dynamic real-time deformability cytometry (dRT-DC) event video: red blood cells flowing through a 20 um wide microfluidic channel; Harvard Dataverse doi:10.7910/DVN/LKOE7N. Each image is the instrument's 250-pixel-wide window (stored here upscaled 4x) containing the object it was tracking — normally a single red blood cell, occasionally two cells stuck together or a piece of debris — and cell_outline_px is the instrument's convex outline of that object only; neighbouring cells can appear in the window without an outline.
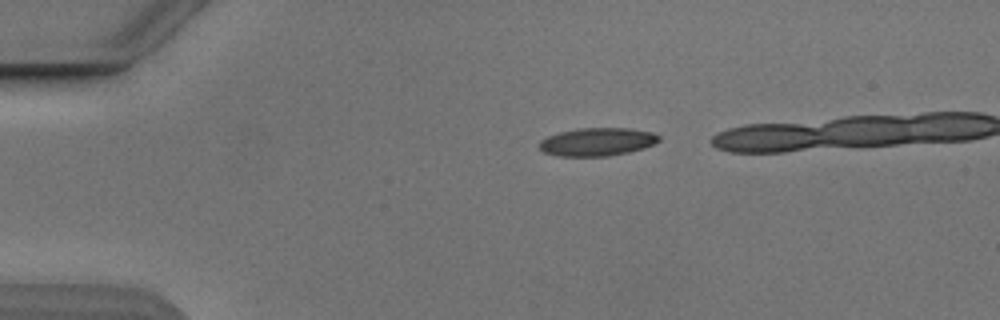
{"species": "Egyptian fruit bat (a non-hibernating species)", "species_latin": "Rousettus aegyptiacus", "temperature_condition": "cold", "stored_images_in_passage": 35, "camera_frame_rate_fps": 3000, "um_per_image_px": 0.085, "animal": {"sex": "male"}, "frame": {"image": 1, "passage_image": 1, "time_ms": 0.0, "image_size_px": [1000, 320], "cell_outline_px": [[660, 140], [644, 148], [628, 152], [608, 156], [560, 156], [544, 152], [536, 144], [540, 140], [548, 136], [560, 132], [580, 128], [628, 128], [652, 132], [660, 136]], "centroid_in_image_um": [50.74, 12.05], "position_along_channel_um": 34.3, "area_um2": 19.54}}
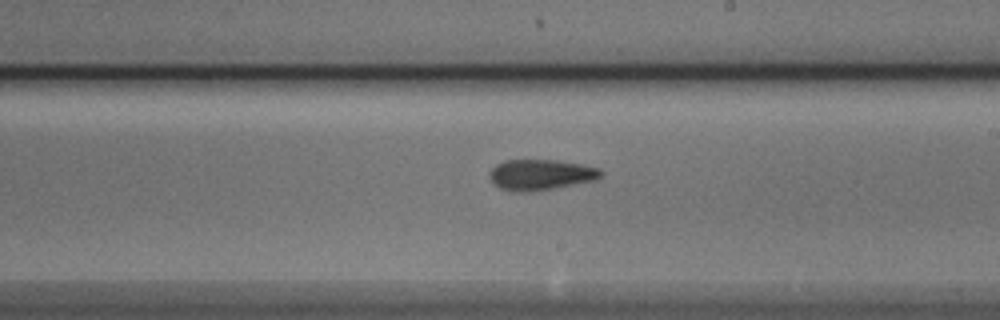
{"frame": {"image": 2, "passage_image": 21, "time_ms": 6.667, "image_size_px": [1000, 320], "cell_outline_px": [[604, 172], [596, 180], [556, 188], [528, 192], [512, 192], [500, 188], [492, 184], [488, 172], [496, 164], [504, 160], [556, 160], [580, 164], [600, 168]], "centroid_in_image_um": [45.93, 14.86], "position_along_channel_um": 243.1, "area_um2": 20.17}}
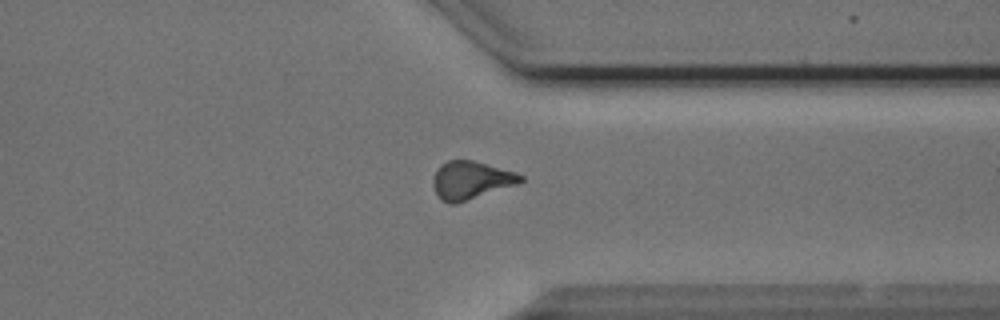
{"frame": {"image": 3, "passage_image": 31, "time_ms": 10.0, "image_size_px": [1000, 320], "cell_outline_px": [[524, 180], [520, 184], [456, 204], [448, 204], [436, 192], [432, 184], [432, 180], [440, 164], [448, 160], [472, 160], [516, 172], [524, 176]], "centroid_in_image_um": [40.07, 15.32], "position_along_channel_um": 371.3, "area_um2": 19.48}}